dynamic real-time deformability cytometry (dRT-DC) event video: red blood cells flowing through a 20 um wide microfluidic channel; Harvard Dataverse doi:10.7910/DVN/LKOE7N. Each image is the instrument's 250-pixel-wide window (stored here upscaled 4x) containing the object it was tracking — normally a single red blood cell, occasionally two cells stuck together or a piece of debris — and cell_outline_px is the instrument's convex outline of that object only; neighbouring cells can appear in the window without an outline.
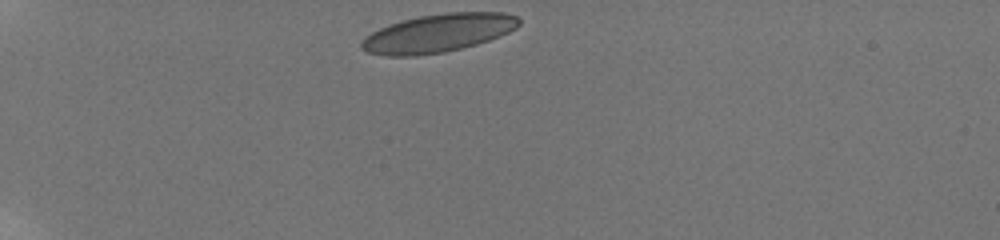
{"species": "human", "species_latin": "Homo sapiens", "temperature_condition": "room temperature", "stored_images_in_passage": 38, "camera_frame_rate_fps": 3000, "um_per_image_px": 0.085, "donor": {"sex": "male"}, "frame": {"image": 1, "passage_image": 1, "time_ms": 0.0, "image_size_px": [1000, 240], "cell_outline_px": [[520, 24], [516, 28], [508, 32], [488, 40], [476, 44], [444, 52], [416, 56], [388, 56], [368, 52], [360, 48], [360, 40], [364, 36], [388, 24], [420, 16], [448, 12], [504, 12], [516, 16], [520, 20]], "centroid_in_image_um": [37.21, 2.81], "position_along_channel_um": 47.8, "area_um2": 35.03}}
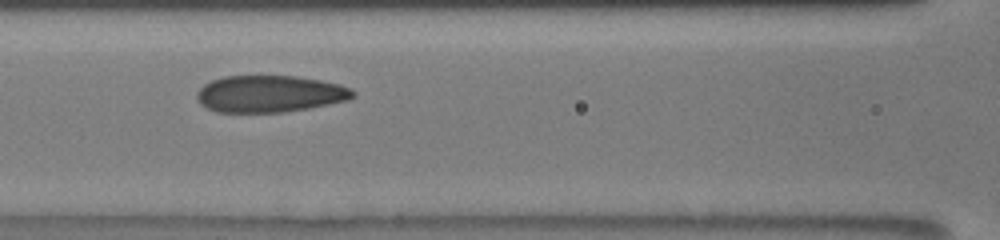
{"frame": {"image": 2, "passage_image": 13, "time_ms": 4.0, "image_size_px": [1000, 240], "cell_outline_px": [[356, 96], [348, 100], [308, 108], [284, 112], [216, 112], [200, 104], [196, 96], [196, 92], [204, 84], [212, 80], [224, 76], [296, 76], [320, 80], [340, 84], [356, 92]], "centroid_in_image_um": [22.92, 7.97], "position_along_channel_um": 143.7, "area_um2": 33.52}}
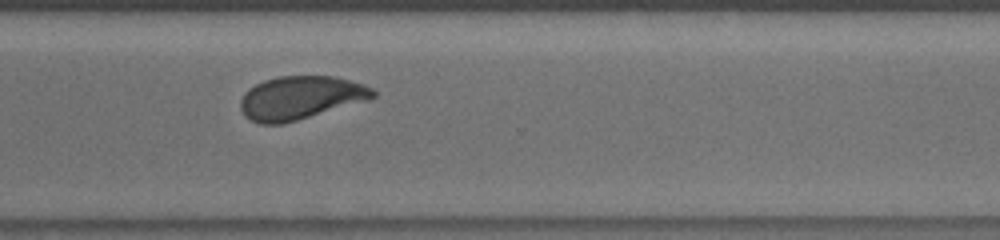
{"frame": {"image": 3, "passage_image": 29, "time_ms": 9.333, "image_size_px": [1000, 240], "cell_outline_px": [[376, 96], [368, 100], [284, 124], [260, 124], [244, 116], [240, 108], [240, 100], [244, 92], [248, 88], [264, 80], [280, 76], [332, 76], [348, 80], [372, 88], [376, 92]], "centroid_in_image_um": [25.5, 8.32], "position_along_channel_um": 345.1, "area_um2": 33.41}, "authors_computed_cell_mechanics": {"area_um2": 34.2754, "velocity_mm_per_s": 3.78, "shape_relaxation_time_tau1_ms": 4.9408, "shape_relaxation_time_tau2_ms": 0.9161, "deformation_change_tau1": 0.1371, "deformation_change_tau2": 0.0655}}